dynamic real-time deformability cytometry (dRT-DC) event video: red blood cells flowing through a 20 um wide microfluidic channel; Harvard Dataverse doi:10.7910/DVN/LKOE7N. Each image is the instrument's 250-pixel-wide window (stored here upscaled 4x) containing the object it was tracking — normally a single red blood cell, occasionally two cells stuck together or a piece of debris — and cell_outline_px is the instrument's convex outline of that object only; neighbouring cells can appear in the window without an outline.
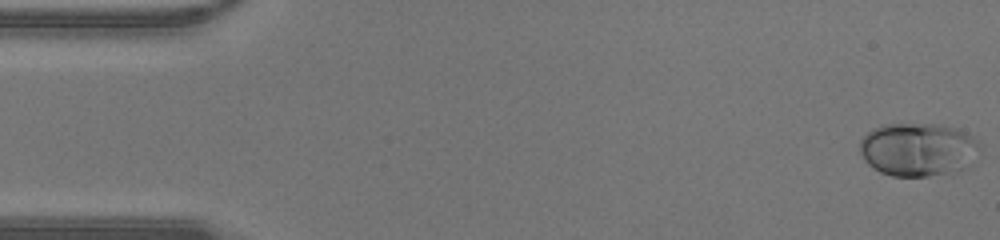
{"species": "human", "species_latin": "Homo sapiens", "temperature_condition": "warm", "stored_images_in_passage": 43, "camera_frame_rate_fps": 3000, "um_per_image_px": 0.085, "donor": {"sex": "male"}, "frame": {"image": 1, "passage_image": 1, "time_ms": 0.0, "image_size_px": [1000, 240], "cell_outline_px": [[980, 148], [968, 168], [928, 176], [892, 176], [880, 172], [872, 168], [864, 160], [860, 152], [860, 140], [872, 128], [884, 124], [936, 124], [956, 128], [980, 140]], "centroid_in_image_um": [78.03, 12.7], "position_along_channel_um": 7.0, "area_um2": 37.51}}
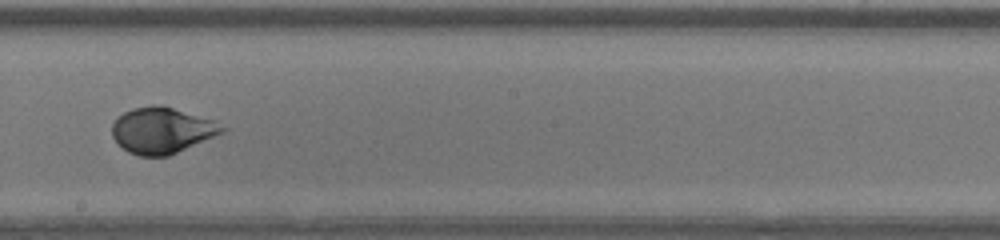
{"frame": {"image": 2, "passage_image": 24, "time_ms": 7.667, "image_size_px": [1000, 240], "cell_outline_px": [[228, 128], [224, 132], [168, 156], [140, 156], [128, 152], [112, 136], [112, 124], [124, 112], [132, 108], [152, 104], [160, 104], [212, 120]], "centroid_in_image_um": [13.76, 11.07], "position_along_channel_um": 234.4, "area_um2": 29.25}}
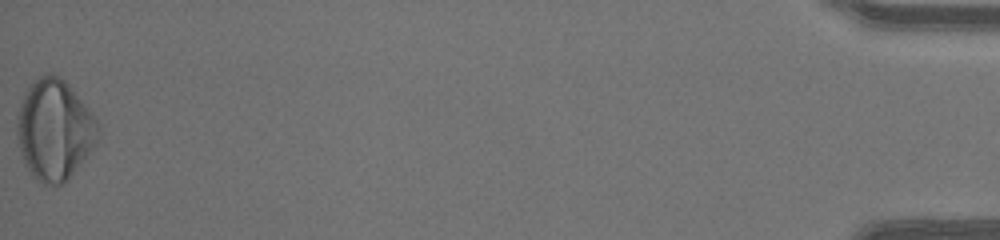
{"frame": {"image": 3, "passage_image": 43, "time_ms": 14.0, "image_size_px": [1000, 240], "cell_outline_px": [[96, 144], [64, 184], [44, 184], [32, 176], [24, 164], [16, 136], [16, 124], [20, 104], [24, 92], [40, 76], [48, 72], [52, 72], [60, 76], [68, 84], [84, 104], [96, 120]], "centroid_in_image_um": [4.58, 11.03], "position_along_channel_um": 430.6, "area_um2": 46.93}}